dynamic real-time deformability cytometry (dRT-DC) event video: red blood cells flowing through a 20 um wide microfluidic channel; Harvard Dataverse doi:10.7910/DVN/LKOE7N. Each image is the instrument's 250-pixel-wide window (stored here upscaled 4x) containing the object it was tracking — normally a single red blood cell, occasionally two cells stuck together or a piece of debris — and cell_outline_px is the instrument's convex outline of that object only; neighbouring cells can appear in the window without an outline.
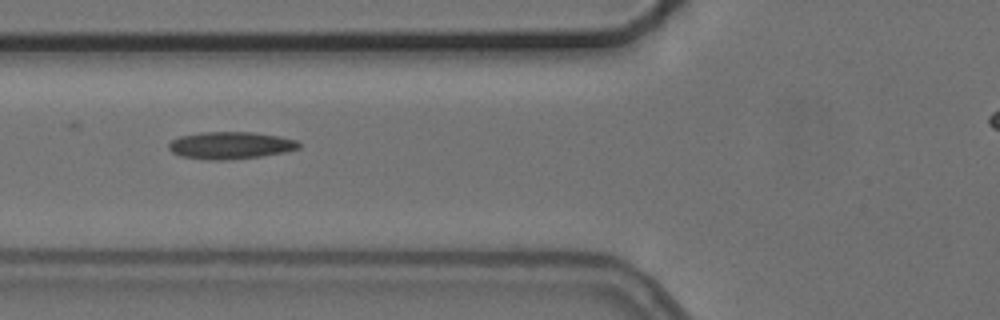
{"species": "common noctule bat (a hibernating species)", "species_latin": "Nyctalus noctula", "temperature_condition": "cold", "stored_images_in_passage": 4, "camera_frame_rate_fps": 3000, "um_per_image_px": 0.085, "animal": {"sex": "female", "body_mass_g": 24.6, "forearm_length_mm": 56.2}, "frame": {"image": 1, "passage_image": 3, "time_ms": 2.0, "image_size_px": [1000, 320], "cell_outline_px": [[300, 148], [288, 152], [260, 156], [228, 160], [208, 160], [180, 156], [172, 152], [168, 148], [168, 144], [172, 140], [180, 136], [200, 132], [252, 132], [280, 136], [296, 140], [300, 144]], "centroid_in_image_um": [19.6, 12.36], "position_along_channel_um": 106.2, "area_um2": 20.81}}
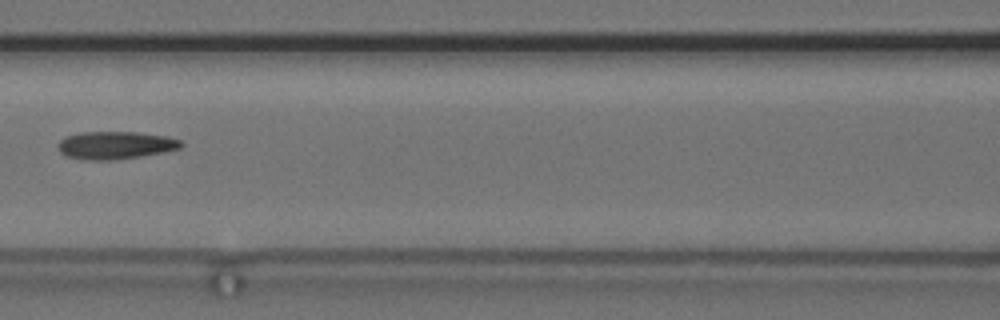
{"frame": {"image": 2, "passage_image": 4, "time_ms": 3.333, "image_size_px": [1000, 320], "cell_outline_px": [[184, 144], [180, 148], [164, 152], [116, 160], [80, 160], [68, 156], [60, 152], [56, 144], [64, 136], [80, 132], [136, 132], [164, 136], [180, 140]], "centroid_in_image_um": [9.76, 12.35], "position_along_channel_um": 156.8, "area_um2": 20.0}}